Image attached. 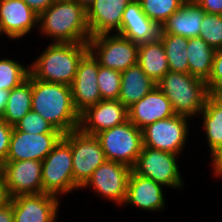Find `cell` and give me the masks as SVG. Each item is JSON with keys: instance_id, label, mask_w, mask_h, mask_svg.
I'll return each mask as SVG.
<instances>
[{"instance_id": "d4e9b609", "label": "cell", "mask_w": 222, "mask_h": 222, "mask_svg": "<svg viewBox=\"0 0 222 222\" xmlns=\"http://www.w3.org/2000/svg\"><path fill=\"white\" fill-rule=\"evenodd\" d=\"M138 65L155 83L169 72L166 52L159 37L139 44Z\"/></svg>"}, {"instance_id": "44dd1931", "label": "cell", "mask_w": 222, "mask_h": 222, "mask_svg": "<svg viewBox=\"0 0 222 222\" xmlns=\"http://www.w3.org/2000/svg\"><path fill=\"white\" fill-rule=\"evenodd\" d=\"M160 27L143 12L140 2L132 0L127 4L121 18V27L117 34L142 44L155 40L159 35Z\"/></svg>"}, {"instance_id": "f546056e", "label": "cell", "mask_w": 222, "mask_h": 222, "mask_svg": "<svg viewBox=\"0 0 222 222\" xmlns=\"http://www.w3.org/2000/svg\"><path fill=\"white\" fill-rule=\"evenodd\" d=\"M143 12L159 27L182 5V0H138Z\"/></svg>"}, {"instance_id": "836d02e7", "label": "cell", "mask_w": 222, "mask_h": 222, "mask_svg": "<svg viewBox=\"0 0 222 222\" xmlns=\"http://www.w3.org/2000/svg\"><path fill=\"white\" fill-rule=\"evenodd\" d=\"M206 85L209 94L222 95V49L215 52L211 74Z\"/></svg>"}, {"instance_id": "7402d4cb", "label": "cell", "mask_w": 222, "mask_h": 222, "mask_svg": "<svg viewBox=\"0 0 222 222\" xmlns=\"http://www.w3.org/2000/svg\"><path fill=\"white\" fill-rule=\"evenodd\" d=\"M206 12L197 3H183L160 27L159 34H173L184 38L200 35V24Z\"/></svg>"}, {"instance_id": "603a6c76", "label": "cell", "mask_w": 222, "mask_h": 222, "mask_svg": "<svg viewBox=\"0 0 222 222\" xmlns=\"http://www.w3.org/2000/svg\"><path fill=\"white\" fill-rule=\"evenodd\" d=\"M199 115L213 160L222 151V95L209 94Z\"/></svg>"}, {"instance_id": "ee69618b", "label": "cell", "mask_w": 222, "mask_h": 222, "mask_svg": "<svg viewBox=\"0 0 222 222\" xmlns=\"http://www.w3.org/2000/svg\"><path fill=\"white\" fill-rule=\"evenodd\" d=\"M3 163L0 161V175L2 174Z\"/></svg>"}, {"instance_id": "ab89813d", "label": "cell", "mask_w": 222, "mask_h": 222, "mask_svg": "<svg viewBox=\"0 0 222 222\" xmlns=\"http://www.w3.org/2000/svg\"><path fill=\"white\" fill-rule=\"evenodd\" d=\"M212 168L214 169L213 175L216 177H222V151L212 160Z\"/></svg>"}, {"instance_id": "8992f818", "label": "cell", "mask_w": 222, "mask_h": 222, "mask_svg": "<svg viewBox=\"0 0 222 222\" xmlns=\"http://www.w3.org/2000/svg\"><path fill=\"white\" fill-rule=\"evenodd\" d=\"M107 160L133 168L143 148L142 130L131 121L106 129L95 135Z\"/></svg>"}, {"instance_id": "5bb4252c", "label": "cell", "mask_w": 222, "mask_h": 222, "mask_svg": "<svg viewBox=\"0 0 222 222\" xmlns=\"http://www.w3.org/2000/svg\"><path fill=\"white\" fill-rule=\"evenodd\" d=\"M63 133L30 134L13 127L6 161H43Z\"/></svg>"}, {"instance_id": "9a60e30c", "label": "cell", "mask_w": 222, "mask_h": 222, "mask_svg": "<svg viewBox=\"0 0 222 222\" xmlns=\"http://www.w3.org/2000/svg\"><path fill=\"white\" fill-rule=\"evenodd\" d=\"M51 194H28L10 198L14 222H55L60 200Z\"/></svg>"}, {"instance_id": "484cf974", "label": "cell", "mask_w": 222, "mask_h": 222, "mask_svg": "<svg viewBox=\"0 0 222 222\" xmlns=\"http://www.w3.org/2000/svg\"><path fill=\"white\" fill-rule=\"evenodd\" d=\"M215 52L201 37L188 39L189 74L206 82L211 74Z\"/></svg>"}, {"instance_id": "3957f363", "label": "cell", "mask_w": 222, "mask_h": 222, "mask_svg": "<svg viewBox=\"0 0 222 222\" xmlns=\"http://www.w3.org/2000/svg\"><path fill=\"white\" fill-rule=\"evenodd\" d=\"M88 43H51L29 64L30 74L39 81L71 85Z\"/></svg>"}, {"instance_id": "7a4b0ae2", "label": "cell", "mask_w": 222, "mask_h": 222, "mask_svg": "<svg viewBox=\"0 0 222 222\" xmlns=\"http://www.w3.org/2000/svg\"><path fill=\"white\" fill-rule=\"evenodd\" d=\"M31 110L63 134L79 129L80 115L74 108L69 85L39 81L32 76Z\"/></svg>"}, {"instance_id": "8d00e7d4", "label": "cell", "mask_w": 222, "mask_h": 222, "mask_svg": "<svg viewBox=\"0 0 222 222\" xmlns=\"http://www.w3.org/2000/svg\"><path fill=\"white\" fill-rule=\"evenodd\" d=\"M38 15L51 6L55 0H23Z\"/></svg>"}, {"instance_id": "e575fe53", "label": "cell", "mask_w": 222, "mask_h": 222, "mask_svg": "<svg viewBox=\"0 0 222 222\" xmlns=\"http://www.w3.org/2000/svg\"><path fill=\"white\" fill-rule=\"evenodd\" d=\"M13 126L0 118V161L6 162Z\"/></svg>"}, {"instance_id": "2e32d148", "label": "cell", "mask_w": 222, "mask_h": 222, "mask_svg": "<svg viewBox=\"0 0 222 222\" xmlns=\"http://www.w3.org/2000/svg\"><path fill=\"white\" fill-rule=\"evenodd\" d=\"M128 120V108L119 100H101L80 114L79 129L89 135L113 128Z\"/></svg>"}, {"instance_id": "ac0fdd59", "label": "cell", "mask_w": 222, "mask_h": 222, "mask_svg": "<svg viewBox=\"0 0 222 222\" xmlns=\"http://www.w3.org/2000/svg\"><path fill=\"white\" fill-rule=\"evenodd\" d=\"M173 115L175 112L170 100L158 86L128 108V120L140 130Z\"/></svg>"}, {"instance_id": "d6a6232c", "label": "cell", "mask_w": 222, "mask_h": 222, "mask_svg": "<svg viewBox=\"0 0 222 222\" xmlns=\"http://www.w3.org/2000/svg\"><path fill=\"white\" fill-rule=\"evenodd\" d=\"M14 128L30 134L61 133L51 123L43 119L39 113L32 110L17 122Z\"/></svg>"}, {"instance_id": "83f0119b", "label": "cell", "mask_w": 222, "mask_h": 222, "mask_svg": "<svg viewBox=\"0 0 222 222\" xmlns=\"http://www.w3.org/2000/svg\"><path fill=\"white\" fill-rule=\"evenodd\" d=\"M168 60L169 71L189 73L187 58L188 38L173 34H159Z\"/></svg>"}, {"instance_id": "7bdbcfd3", "label": "cell", "mask_w": 222, "mask_h": 222, "mask_svg": "<svg viewBox=\"0 0 222 222\" xmlns=\"http://www.w3.org/2000/svg\"><path fill=\"white\" fill-rule=\"evenodd\" d=\"M199 0H182L183 3H197Z\"/></svg>"}, {"instance_id": "d6986e66", "label": "cell", "mask_w": 222, "mask_h": 222, "mask_svg": "<svg viewBox=\"0 0 222 222\" xmlns=\"http://www.w3.org/2000/svg\"><path fill=\"white\" fill-rule=\"evenodd\" d=\"M163 185L154 180L142 177L133 170L130 173L126 198L123 203L143 210L160 212L165 209Z\"/></svg>"}, {"instance_id": "4dcf8cb0", "label": "cell", "mask_w": 222, "mask_h": 222, "mask_svg": "<svg viewBox=\"0 0 222 222\" xmlns=\"http://www.w3.org/2000/svg\"><path fill=\"white\" fill-rule=\"evenodd\" d=\"M98 88L102 100H118L121 86V72L99 65L98 62Z\"/></svg>"}, {"instance_id": "d590c367", "label": "cell", "mask_w": 222, "mask_h": 222, "mask_svg": "<svg viewBox=\"0 0 222 222\" xmlns=\"http://www.w3.org/2000/svg\"><path fill=\"white\" fill-rule=\"evenodd\" d=\"M197 4L207 14L222 15V0H199Z\"/></svg>"}, {"instance_id": "ba28073f", "label": "cell", "mask_w": 222, "mask_h": 222, "mask_svg": "<svg viewBox=\"0 0 222 222\" xmlns=\"http://www.w3.org/2000/svg\"><path fill=\"white\" fill-rule=\"evenodd\" d=\"M71 145L73 180L81 189L92 176L94 170L107 159L98 138L80 129L63 134Z\"/></svg>"}, {"instance_id": "52a82bcc", "label": "cell", "mask_w": 222, "mask_h": 222, "mask_svg": "<svg viewBox=\"0 0 222 222\" xmlns=\"http://www.w3.org/2000/svg\"><path fill=\"white\" fill-rule=\"evenodd\" d=\"M88 46L89 51L103 67L122 72L138 64L139 44L117 33L91 37Z\"/></svg>"}, {"instance_id": "f35d334b", "label": "cell", "mask_w": 222, "mask_h": 222, "mask_svg": "<svg viewBox=\"0 0 222 222\" xmlns=\"http://www.w3.org/2000/svg\"><path fill=\"white\" fill-rule=\"evenodd\" d=\"M10 202L3 174L0 175V208Z\"/></svg>"}, {"instance_id": "74e56055", "label": "cell", "mask_w": 222, "mask_h": 222, "mask_svg": "<svg viewBox=\"0 0 222 222\" xmlns=\"http://www.w3.org/2000/svg\"><path fill=\"white\" fill-rule=\"evenodd\" d=\"M0 222H14V211L11 201L0 208Z\"/></svg>"}, {"instance_id": "e0dca14e", "label": "cell", "mask_w": 222, "mask_h": 222, "mask_svg": "<svg viewBox=\"0 0 222 222\" xmlns=\"http://www.w3.org/2000/svg\"><path fill=\"white\" fill-rule=\"evenodd\" d=\"M38 28V14L23 0H0V35L18 40Z\"/></svg>"}, {"instance_id": "cb8c5ba5", "label": "cell", "mask_w": 222, "mask_h": 222, "mask_svg": "<svg viewBox=\"0 0 222 222\" xmlns=\"http://www.w3.org/2000/svg\"><path fill=\"white\" fill-rule=\"evenodd\" d=\"M157 86L136 64L121 72V86L118 100L127 108L139 101Z\"/></svg>"}, {"instance_id": "30bf717a", "label": "cell", "mask_w": 222, "mask_h": 222, "mask_svg": "<svg viewBox=\"0 0 222 222\" xmlns=\"http://www.w3.org/2000/svg\"><path fill=\"white\" fill-rule=\"evenodd\" d=\"M188 120L175 114L146 126L142 129L143 146L180 155L189 136Z\"/></svg>"}, {"instance_id": "1f68e13d", "label": "cell", "mask_w": 222, "mask_h": 222, "mask_svg": "<svg viewBox=\"0 0 222 222\" xmlns=\"http://www.w3.org/2000/svg\"><path fill=\"white\" fill-rule=\"evenodd\" d=\"M215 50L222 49V15L204 14L200 35Z\"/></svg>"}, {"instance_id": "277c9868", "label": "cell", "mask_w": 222, "mask_h": 222, "mask_svg": "<svg viewBox=\"0 0 222 222\" xmlns=\"http://www.w3.org/2000/svg\"><path fill=\"white\" fill-rule=\"evenodd\" d=\"M175 114L192 118L203 110L209 96L206 82L189 73L169 71L157 83Z\"/></svg>"}, {"instance_id": "9c48e42d", "label": "cell", "mask_w": 222, "mask_h": 222, "mask_svg": "<svg viewBox=\"0 0 222 222\" xmlns=\"http://www.w3.org/2000/svg\"><path fill=\"white\" fill-rule=\"evenodd\" d=\"M178 154L164 152L143 146L132 170L145 178L165 187L181 189L183 179L177 163Z\"/></svg>"}, {"instance_id": "b9f144b4", "label": "cell", "mask_w": 222, "mask_h": 222, "mask_svg": "<svg viewBox=\"0 0 222 222\" xmlns=\"http://www.w3.org/2000/svg\"><path fill=\"white\" fill-rule=\"evenodd\" d=\"M74 1L81 4L82 6H84L87 9V7L95 0H74Z\"/></svg>"}, {"instance_id": "7c38bea8", "label": "cell", "mask_w": 222, "mask_h": 222, "mask_svg": "<svg viewBox=\"0 0 222 222\" xmlns=\"http://www.w3.org/2000/svg\"><path fill=\"white\" fill-rule=\"evenodd\" d=\"M41 170L42 162L36 160L3 163L2 174L9 197L43 193Z\"/></svg>"}, {"instance_id": "8fae6325", "label": "cell", "mask_w": 222, "mask_h": 222, "mask_svg": "<svg viewBox=\"0 0 222 222\" xmlns=\"http://www.w3.org/2000/svg\"><path fill=\"white\" fill-rule=\"evenodd\" d=\"M131 171L132 168L123 163L106 160L94 170L81 189L91 187L101 198L123 206Z\"/></svg>"}, {"instance_id": "60d3db41", "label": "cell", "mask_w": 222, "mask_h": 222, "mask_svg": "<svg viewBox=\"0 0 222 222\" xmlns=\"http://www.w3.org/2000/svg\"><path fill=\"white\" fill-rule=\"evenodd\" d=\"M9 95V90L0 89V118L3 117V114L5 112Z\"/></svg>"}, {"instance_id": "5b68a950", "label": "cell", "mask_w": 222, "mask_h": 222, "mask_svg": "<svg viewBox=\"0 0 222 222\" xmlns=\"http://www.w3.org/2000/svg\"><path fill=\"white\" fill-rule=\"evenodd\" d=\"M43 193L56 197L80 189L73 180L71 145L62 137L42 161Z\"/></svg>"}, {"instance_id": "4fadbf2b", "label": "cell", "mask_w": 222, "mask_h": 222, "mask_svg": "<svg viewBox=\"0 0 222 222\" xmlns=\"http://www.w3.org/2000/svg\"><path fill=\"white\" fill-rule=\"evenodd\" d=\"M98 60L88 51L80 60L70 85L75 110L79 115L102 100L97 83Z\"/></svg>"}, {"instance_id": "4316f807", "label": "cell", "mask_w": 222, "mask_h": 222, "mask_svg": "<svg viewBox=\"0 0 222 222\" xmlns=\"http://www.w3.org/2000/svg\"><path fill=\"white\" fill-rule=\"evenodd\" d=\"M32 108V75L10 91L2 119L15 126Z\"/></svg>"}, {"instance_id": "ffe728a7", "label": "cell", "mask_w": 222, "mask_h": 222, "mask_svg": "<svg viewBox=\"0 0 222 222\" xmlns=\"http://www.w3.org/2000/svg\"><path fill=\"white\" fill-rule=\"evenodd\" d=\"M132 0H95L86 9L91 37L119 32L122 14Z\"/></svg>"}, {"instance_id": "6da1fadb", "label": "cell", "mask_w": 222, "mask_h": 222, "mask_svg": "<svg viewBox=\"0 0 222 222\" xmlns=\"http://www.w3.org/2000/svg\"><path fill=\"white\" fill-rule=\"evenodd\" d=\"M38 25L53 43H88L91 38L86 8L74 0H55L38 15Z\"/></svg>"}, {"instance_id": "f1b7e54d", "label": "cell", "mask_w": 222, "mask_h": 222, "mask_svg": "<svg viewBox=\"0 0 222 222\" xmlns=\"http://www.w3.org/2000/svg\"><path fill=\"white\" fill-rule=\"evenodd\" d=\"M29 67L19 61L8 58L0 59V89L11 91L28 78Z\"/></svg>"}]
</instances>
